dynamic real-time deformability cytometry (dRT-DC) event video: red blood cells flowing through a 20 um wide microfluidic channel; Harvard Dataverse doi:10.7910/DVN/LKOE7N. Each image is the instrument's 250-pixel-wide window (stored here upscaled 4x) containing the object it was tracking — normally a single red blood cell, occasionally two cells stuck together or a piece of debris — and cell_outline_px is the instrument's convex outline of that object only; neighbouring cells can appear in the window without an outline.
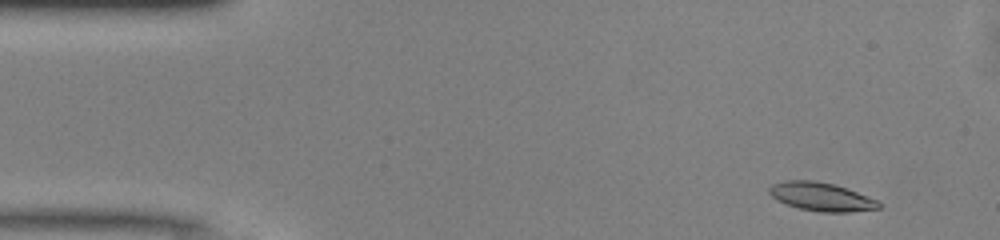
{"species": "common noctule bat (a hibernating species)", "species_latin": "Nyctalus noctula", "temperature_condition": "warm", "stored_images_in_passage": 47, "camera_frame_rate_fps": 3000, "um_per_image_px": 0.085, "animal": {"sex": "male", "body_mass_g": 13.0, "forearm_length_mm": 53.1}, "frame": {"image": 1, "passage_image": 2, "time_ms": 0.333, "image_size_px": [1000, 240], "cell_outline_px": [[880, 208], [848, 212], [820, 212], [800, 208], [776, 200], [768, 192], [768, 188], [772, 184], [784, 180], [812, 180], [832, 184], [856, 192], [876, 200], [880, 204]], "centroid_in_image_um": [69.75, 16.72], "position_along_channel_um": 15.3, "area_um2": 17.86}}
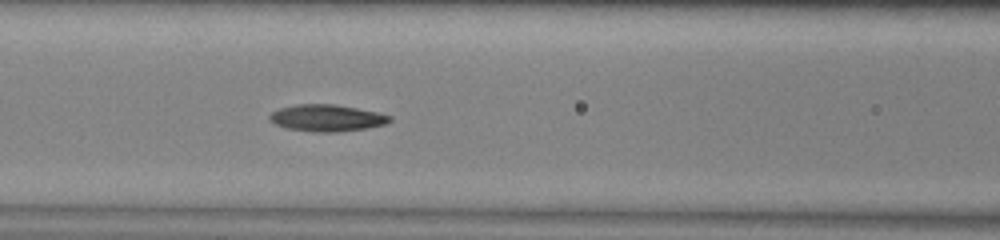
{"frame": {"image": 2, "passage_image": 18, "time_ms": 5.667, "image_size_px": [1000, 240], "cell_outline_px": [[392, 120], [384, 124], [368, 128], [336, 132], [312, 132], [288, 128], [276, 124], [268, 120], [268, 116], [272, 112], [280, 108], [296, 104], [336, 104], [376, 112], [392, 116]], "centroid_in_image_um": [27.77, 10.03], "position_along_channel_um": 138.8, "area_um2": 18.73}}
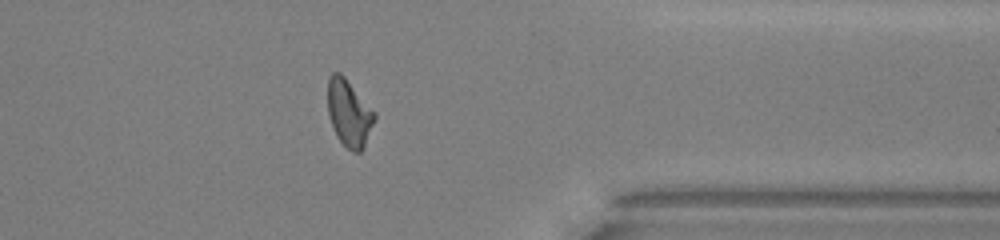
{"frame": {"image": 3, "passage_image": 37, "time_ms": 12.0, "image_size_px": [1000, 240], "cell_outline_px": [[376, 120], [364, 148], [360, 152], [352, 152], [336, 136], [328, 112], [328, 80], [332, 72], [340, 72], [344, 76], [376, 112]], "centroid_in_image_um": [29.7, 9.62], "position_along_channel_um": 381.7, "area_um2": 18.32}, "authors_computed_cell_mechanics": {"area_um2": 18.0914, "velocity_mm_per_s": 4.1031, "shape_relaxation_time_tau1_ms": 8.8812, "shape_relaxation_time_tau2_ms": 4.4691, "deformation_change_tau1": 0.2509, "deformation_change_tau2": 0.1328}}